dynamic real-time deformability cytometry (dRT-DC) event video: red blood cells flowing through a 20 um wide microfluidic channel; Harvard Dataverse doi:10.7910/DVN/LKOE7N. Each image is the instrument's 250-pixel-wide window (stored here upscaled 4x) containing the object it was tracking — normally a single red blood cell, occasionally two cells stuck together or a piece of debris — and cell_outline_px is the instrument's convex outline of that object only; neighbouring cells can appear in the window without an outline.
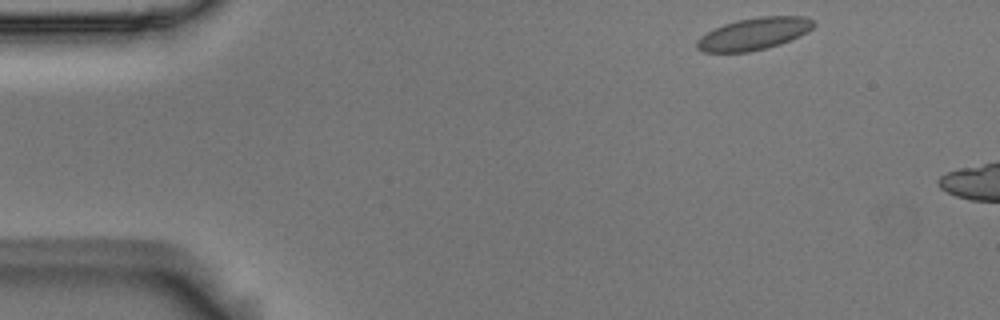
{"species": "Egyptian fruit bat (a non-hibernating species)", "species_latin": "Rousettus aegyptiacus", "temperature_condition": "room temperature", "stored_images_in_passage": 6, "camera_frame_rate_fps": 3000, "um_per_image_px": 0.085, "animal": {"sex": "male"}, "frame": {"image": 1, "passage_image": 1, "time_ms": 0.0, "image_size_px": [1000, 320], "cell_outline_px": [[816, 24], [808, 32], [780, 44], [748, 52], [704, 52], [696, 48], [696, 40], [700, 36], [724, 24], [736, 20], [760, 16], [804, 16], [812, 20]], "centroid_in_image_um": [64.07, 2.87], "position_along_channel_um": 20.9, "area_um2": 21.73}}